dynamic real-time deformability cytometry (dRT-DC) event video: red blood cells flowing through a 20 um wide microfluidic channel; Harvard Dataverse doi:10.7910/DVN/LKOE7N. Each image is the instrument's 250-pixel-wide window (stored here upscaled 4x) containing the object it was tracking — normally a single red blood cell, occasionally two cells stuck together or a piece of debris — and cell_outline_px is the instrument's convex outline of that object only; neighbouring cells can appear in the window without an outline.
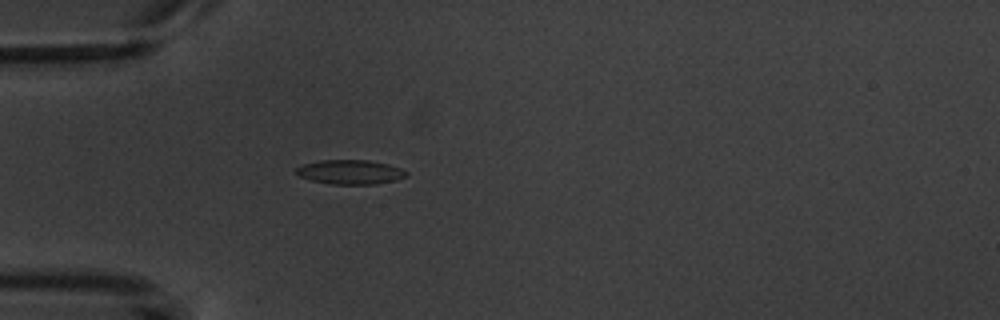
{"species": "common noctule bat (a hibernating species)", "species_latin": "Nyctalus noctula", "temperature_condition": "warm", "stored_images_in_passage": 1, "camera_frame_rate_fps": 3000, "um_per_image_px": 0.085, "animal": {"sex": "male", "body_mass_g": 20.1, "forearm_length_mm": 53.5}, "frame": {"image": 1, "passage_image": 1, "time_ms": 0.0, "image_size_px": [1000, 320], "cell_outline_px": [[408, 176], [396, 180], [376, 184], [332, 184], [312, 180], [300, 176], [296, 172], [296, 168], [304, 164], [320, 160], [368, 160], [388, 164], [400, 168], [408, 172]], "centroid_in_image_um": [29.81, 14.62], "position_along_channel_um": 55.2, "area_um2": 15.55}}